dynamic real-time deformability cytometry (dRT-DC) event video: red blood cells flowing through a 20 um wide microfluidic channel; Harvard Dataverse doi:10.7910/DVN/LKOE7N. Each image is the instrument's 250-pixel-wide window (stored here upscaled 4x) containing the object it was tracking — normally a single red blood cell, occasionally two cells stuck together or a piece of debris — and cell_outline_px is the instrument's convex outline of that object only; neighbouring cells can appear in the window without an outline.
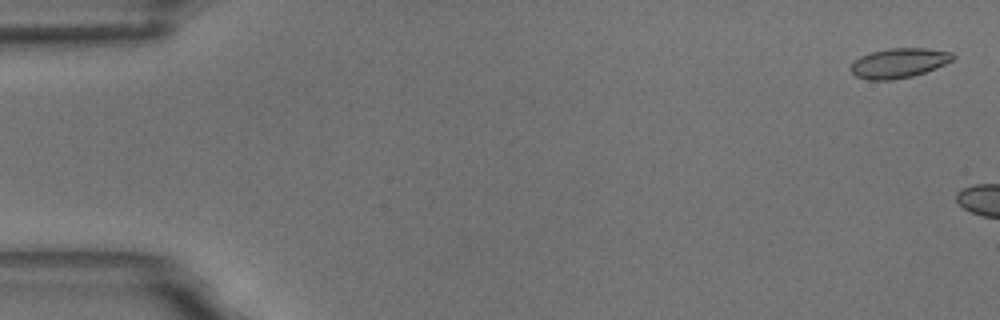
{"species": "common noctule bat (a hibernating species)", "species_latin": "Nyctalus noctula", "temperature_condition": "room temperature", "stored_images_in_passage": 6, "camera_frame_rate_fps": 3000, "um_per_image_px": 0.085, "animal": {"sex": "male", "body_mass_g": 18.8}, "frame": {"image": 1, "passage_image": 2, "time_ms": 0.333, "image_size_px": [1000, 320], "cell_outline_px": [[956, 56], [952, 60], [936, 68], [912, 76], [892, 80], [868, 80], [856, 76], [848, 68], [860, 56], [872, 52], [888, 48], [928, 48], [952, 52]], "centroid_in_image_um": [76.41, 5.35], "position_along_channel_um": 8.6, "area_um2": 17.69}}